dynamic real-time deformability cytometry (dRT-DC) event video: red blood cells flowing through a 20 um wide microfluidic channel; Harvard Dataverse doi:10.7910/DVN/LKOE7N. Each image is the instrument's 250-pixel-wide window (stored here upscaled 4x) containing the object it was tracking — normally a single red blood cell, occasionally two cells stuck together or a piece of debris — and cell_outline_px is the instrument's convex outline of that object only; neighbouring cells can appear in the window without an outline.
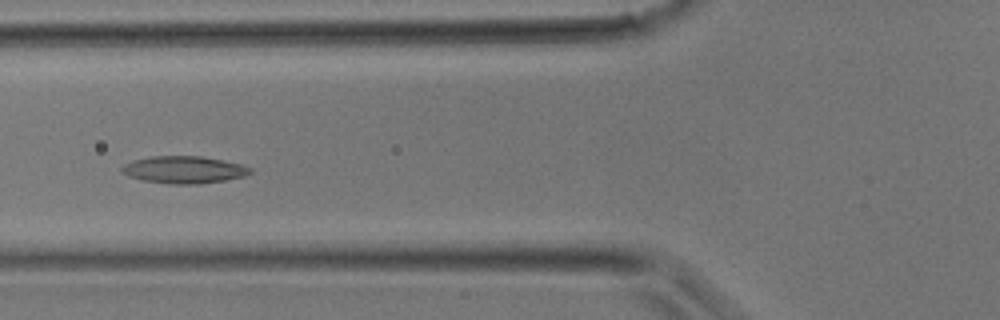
{"species": "common noctule bat (a hibernating species)", "species_latin": "Nyctalus noctula", "temperature_condition": "room temperature", "stored_images_in_passage": 31, "camera_frame_rate_fps": 3000, "um_per_image_px": 0.085, "animal": {"sex": "male", "body_mass_g": 17.9}, "frame": {"image": 1, "passage_image": 10, "time_ms": 3.0, "image_size_px": [1000, 320], "cell_outline_px": [[252, 172], [244, 176], [224, 180], [200, 184], [168, 184], [144, 180], [128, 176], [120, 172], [120, 168], [124, 164], [132, 160], [152, 156], [200, 156], [240, 164], [252, 168]], "centroid_in_image_um": [15.59, 14.43], "position_along_channel_um": 110.2, "area_um2": 20.35}}
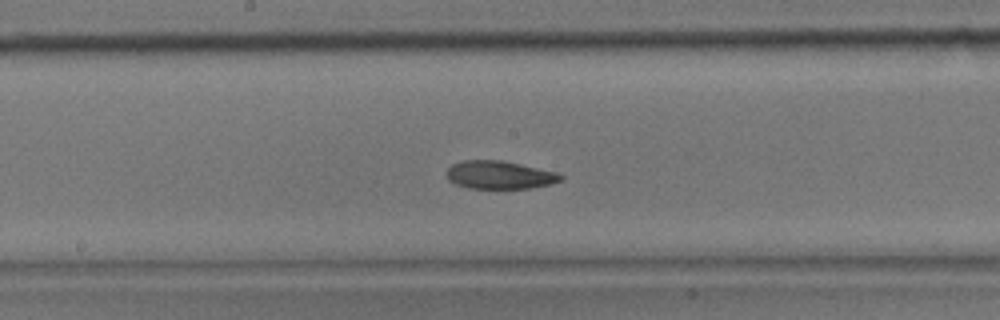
{"frame": {"image": 2, "passage_image": 15, "time_ms": 4.667, "image_size_px": [1000, 320], "cell_outline_px": [[564, 176], [560, 180], [552, 184], [528, 188], [468, 188], [456, 184], [448, 180], [448, 168], [452, 164], [464, 160], [500, 160], [520, 164], [556, 172]], "centroid_in_image_um": [42.45, 14.87], "position_along_channel_um": 205.7, "area_um2": 18.44}}
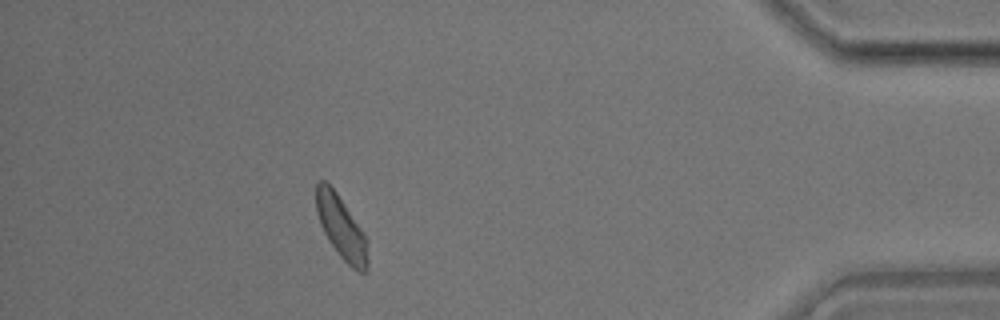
{"frame": {"image": 3, "passage_image": 28, "time_ms": 9.0, "image_size_px": [1000, 320], "cell_outline_px": [[368, 272], [360, 272], [352, 268], [340, 256], [328, 240], [320, 224], [316, 212], [316, 184], [320, 180], [324, 180], [336, 192], [364, 232], [368, 240]], "centroid_in_image_um": [29.03, 19.37], "position_along_channel_um": 406.2, "area_um2": 18.96}}